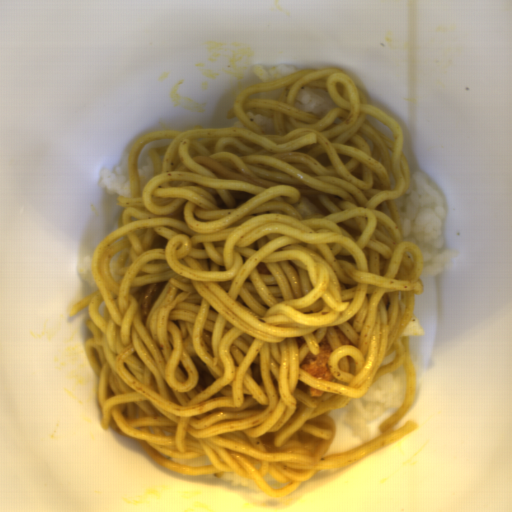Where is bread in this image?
I'll list each match as a JSON object with an SVG mask.
<instances>
[{
	"mask_svg": "<svg viewBox=\"0 0 512 512\" xmlns=\"http://www.w3.org/2000/svg\"><path fill=\"white\" fill-rule=\"evenodd\" d=\"M426 334L424 328L415 317L414 314L411 315L403 333L401 336H414V335H423Z\"/></svg>",
	"mask_w": 512,
	"mask_h": 512,
	"instance_id": "cb027b5d",
	"label": "bread"
},
{
	"mask_svg": "<svg viewBox=\"0 0 512 512\" xmlns=\"http://www.w3.org/2000/svg\"><path fill=\"white\" fill-rule=\"evenodd\" d=\"M292 207L297 214L304 218L314 216L318 212H323L318 205H316L306 196H302L301 200L298 203L292 205Z\"/></svg>",
	"mask_w": 512,
	"mask_h": 512,
	"instance_id": "8d2b1439",
	"label": "bread"
}]
</instances>
